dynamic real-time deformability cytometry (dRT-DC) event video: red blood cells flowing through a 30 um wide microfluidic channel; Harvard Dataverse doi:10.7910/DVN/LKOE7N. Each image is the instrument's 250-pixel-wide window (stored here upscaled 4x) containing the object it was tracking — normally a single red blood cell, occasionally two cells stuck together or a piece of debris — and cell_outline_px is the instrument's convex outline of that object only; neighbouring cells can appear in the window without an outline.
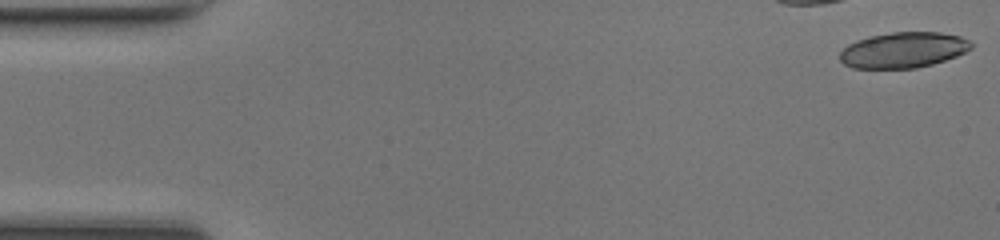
{"species": "common noctule bat (a hibernating species)", "species_latin": "Nyctalus noctula", "temperature_condition": "room temperature", "stored_images_in_passage": 10, "camera_frame_rate_fps": 3000, "um_per_image_px": 0.085, "animal": {"sex": "female", "body_mass_g": 17.0, "forearm_length_mm": 48.0}, "frame": {"image": 1, "passage_image": 1, "time_ms": 0.0, "image_size_px": [1000, 240], "cell_outline_px": [[972, 48], [956, 56], [932, 64], [916, 68], [852, 68], [844, 64], [840, 60], [840, 52], [848, 44], [856, 40], [872, 36], [892, 32], [940, 32], [960, 36], [972, 40]], "centroid_in_image_um": [76.79, 4.25], "position_along_channel_um": 8.2, "area_um2": 27.28}}